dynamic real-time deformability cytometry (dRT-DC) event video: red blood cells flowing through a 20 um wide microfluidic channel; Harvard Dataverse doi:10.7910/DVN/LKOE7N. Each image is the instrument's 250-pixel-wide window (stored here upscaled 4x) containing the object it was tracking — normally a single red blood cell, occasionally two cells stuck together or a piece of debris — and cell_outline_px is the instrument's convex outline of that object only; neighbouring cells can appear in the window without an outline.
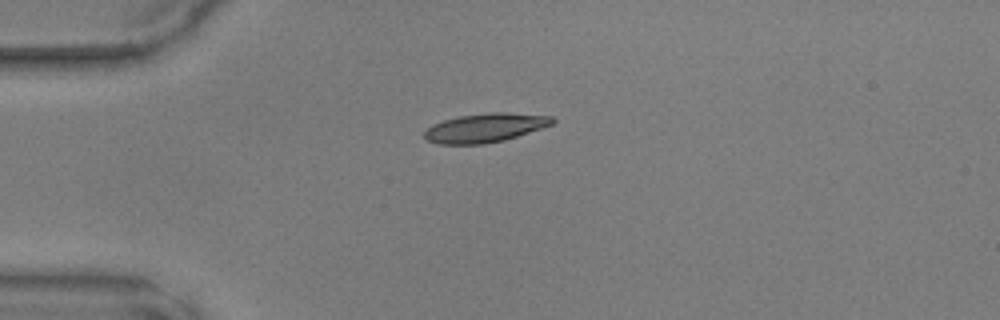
{"species": "common noctule bat (a hibernating species)", "species_latin": "Nyctalus noctula", "temperature_condition": "warm", "stored_images_in_passage": 37, "camera_frame_rate_fps": 3000, "um_per_image_px": 0.085, "animal": {"sex": "male", "body_mass_g": 17.9, "forearm_length_mm": 54.2}, "frame": {"image": 1, "passage_image": 1, "time_ms": 0.0, "image_size_px": [1000, 320], "cell_outline_px": [[556, 120], [552, 124], [504, 140], [484, 144], [440, 144], [428, 140], [424, 136], [424, 132], [432, 124], [444, 120], [460, 116], [492, 112], [504, 112], [552, 116]], "centroid_in_image_um": [41.23, 10.86], "position_along_channel_um": 43.8, "area_um2": 21.27}}
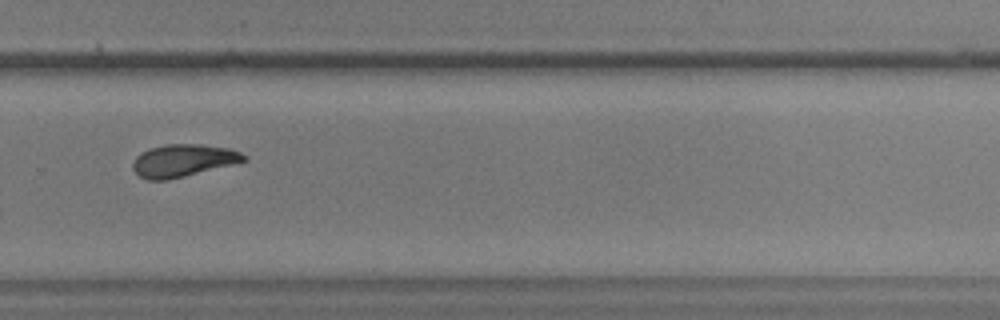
{"frame": {"image": 2, "passage_image": 22, "time_ms": 7.0, "image_size_px": [1000, 320], "cell_outline_px": [[248, 160], [164, 180], [148, 180], [140, 176], [132, 168], [132, 164], [136, 156], [140, 152], [152, 148], [168, 144], [200, 144], [228, 148], [240, 152], [248, 156]], "centroid_in_image_um": [15.55, 13.62], "position_along_channel_um": 314.3, "area_um2": 20.52}}
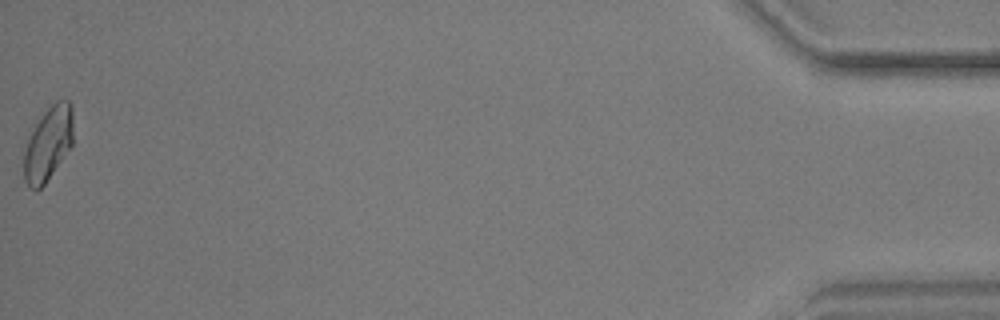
{"frame": {"image": 3, "passage_image": 37, "time_ms": 12.0, "image_size_px": [1000, 320], "cell_outline_px": [[72, 144], [44, 184], [36, 192], [28, 188], [24, 180], [24, 152], [28, 140], [36, 124], [44, 112], [56, 100], [68, 100], [72, 104]], "centroid_in_image_um": [4.08, 12.23], "position_along_channel_um": 431.1, "area_um2": 20.87}}